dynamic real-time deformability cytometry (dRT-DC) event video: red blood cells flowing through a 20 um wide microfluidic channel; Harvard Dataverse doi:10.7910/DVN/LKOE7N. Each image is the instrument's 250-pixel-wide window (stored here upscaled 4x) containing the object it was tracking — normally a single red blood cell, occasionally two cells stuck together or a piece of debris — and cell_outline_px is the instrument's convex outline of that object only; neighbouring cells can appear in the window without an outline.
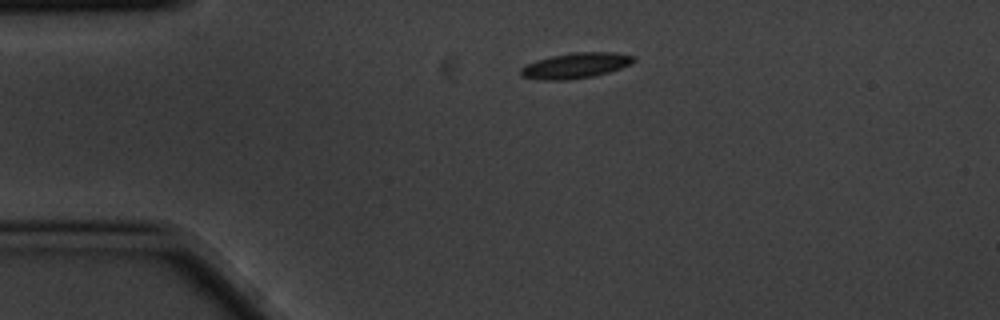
{"species": "common noctule bat (a hibernating species)", "species_latin": "Nyctalus noctula", "temperature_condition": "cold", "stored_images_in_passage": 2, "camera_frame_rate_fps": 3000, "um_per_image_px": 0.085, "animal": {"sex": "male", "body_mass_g": 20.1, "forearm_length_mm": 53.5}, "frame": {"image": 1, "passage_image": 1, "time_ms": 0.0, "image_size_px": [1000, 320], "cell_outline_px": [[636, 60], [632, 64], [608, 72], [592, 76], [564, 80], [544, 80], [524, 76], [520, 72], [520, 68], [536, 60], [552, 56], [572, 52], [616, 52], [636, 56]], "centroid_in_image_um": [48.99, 5.55], "position_along_channel_um": 36.0, "area_um2": 16.65}}